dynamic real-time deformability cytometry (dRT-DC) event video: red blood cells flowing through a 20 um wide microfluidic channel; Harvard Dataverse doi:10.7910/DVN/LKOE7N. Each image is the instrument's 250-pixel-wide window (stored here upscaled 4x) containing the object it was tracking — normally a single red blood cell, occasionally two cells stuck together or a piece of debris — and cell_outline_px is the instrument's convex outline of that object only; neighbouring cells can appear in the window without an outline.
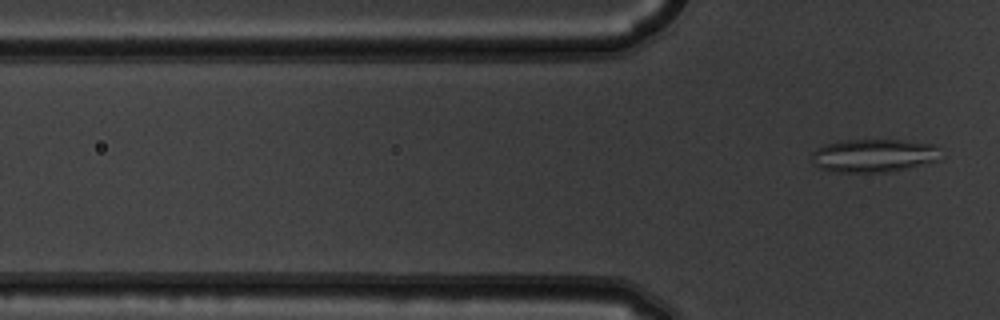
{"species": "common noctule bat (a hibernating species)", "species_latin": "Nyctalus noctula", "temperature_condition": "warm", "stored_images_in_passage": 5, "camera_frame_rate_fps": 3000, "um_per_image_px": 0.085, "animal": {"sex": "male", "body_mass_g": 19.5, "forearm_length_mm": 54.6}, "frame": {"image": 1, "passage_image": 5, "time_ms": 1.333, "image_size_px": [1000, 320], "cell_outline_px": [[936, 160], [892, 172], [836, 172], [820, 168], [812, 160], [812, 152], [816, 148], [828, 144], [848, 140], [900, 140], [932, 144], [936, 148]], "centroid_in_image_um": [74.19, 13.23], "position_along_channel_um": 51.6, "area_um2": 24.33}}